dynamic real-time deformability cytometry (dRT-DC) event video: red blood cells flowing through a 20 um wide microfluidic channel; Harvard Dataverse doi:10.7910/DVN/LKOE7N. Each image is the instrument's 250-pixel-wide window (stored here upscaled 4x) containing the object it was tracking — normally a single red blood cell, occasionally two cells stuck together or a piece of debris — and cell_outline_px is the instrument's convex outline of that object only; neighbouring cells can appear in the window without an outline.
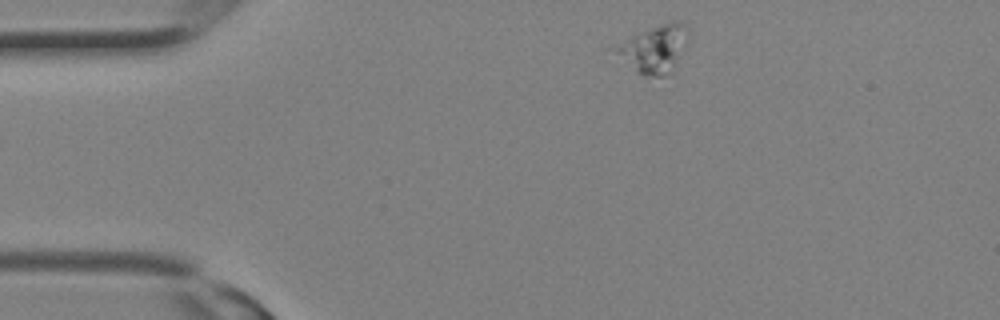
{"species": "Egyptian fruit bat (a non-hibernating species)", "species_latin": "Rousettus aegyptiacus", "temperature_condition": "room temperature", "stored_images_in_passage": 23, "camera_frame_rate_fps": 3000, "um_per_image_px": 0.085, "animal": {"sex": "female"}, "frame": {"image": 1, "passage_image": 1, "time_ms": 0.0, "image_size_px": [1000, 320], "cell_outline_px": [[688, 32], [672, 76], [644, 76], [636, 72], [608, 48], [640, 32], [672, 20], [680, 20], [688, 28]], "centroid_in_image_um": [55.57, 4.18], "position_along_channel_um": 29.4, "area_um2": 20.23}}
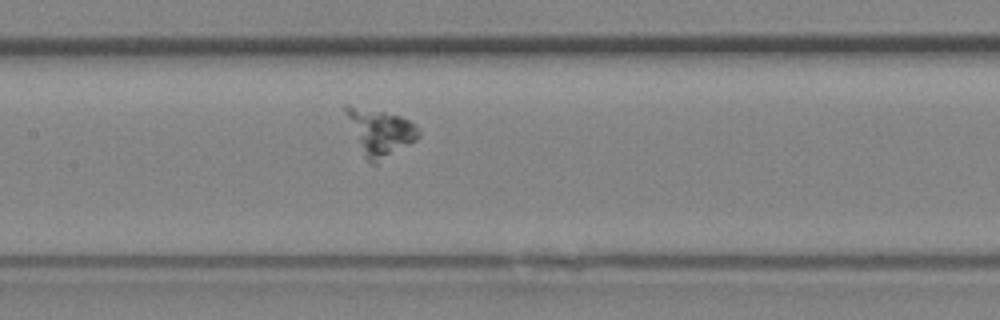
{"frame": {"image": 2, "passage_image": 10, "time_ms": 3.0, "image_size_px": [1000, 320], "cell_outline_px": [[420, 136], [416, 140], [376, 164], [372, 164], [364, 156], [344, 112], [344, 104], [348, 104], [384, 112], [400, 116], [416, 124], [420, 128]], "centroid_in_image_um": [32.31, 11.22], "position_along_channel_um": 175.1, "area_um2": 19.48}}
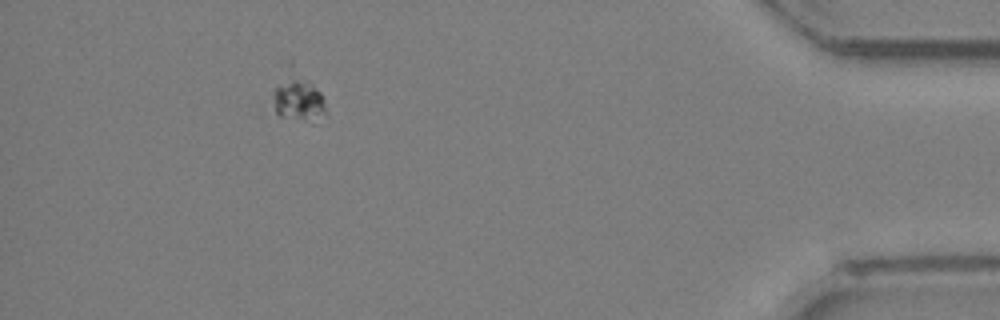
{"frame": {"image": 3, "passage_image": 23, "time_ms": 7.333, "image_size_px": [1000, 320], "cell_outline_px": [[328, 116], [312, 124], [280, 116], [276, 112], [272, 92], [276, 88], [292, 80], [296, 80], [312, 84], [320, 92], [324, 100]], "centroid_in_image_um": [25.48, 8.68], "position_along_channel_um": 409.7, "area_um2": 12.77}}